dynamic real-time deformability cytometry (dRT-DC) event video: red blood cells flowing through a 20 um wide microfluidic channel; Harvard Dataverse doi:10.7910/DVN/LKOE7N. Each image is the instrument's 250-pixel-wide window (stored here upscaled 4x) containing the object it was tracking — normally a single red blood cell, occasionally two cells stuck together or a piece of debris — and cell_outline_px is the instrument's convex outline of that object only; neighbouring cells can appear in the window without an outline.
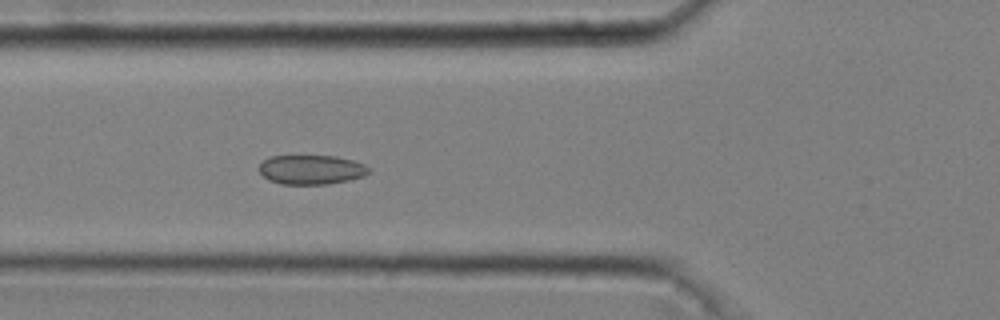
{"species": "common noctule bat (a hibernating species)", "species_latin": "Nyctalus noctula", "temperature_condition": "cold", "stored_images_in_passage": 50, "camera_frame_rate_fps": 3000, "um_per_image_px": 0.085, "animal": {"sex": "male", "body_mass_g": 20.4}, "frame": {"image": 1, "passage_image": 17, "time_ms": 5.333, "image_size_px": [1000, 320], "cell_outline_px": [[368, 172], [364, 176], [348, 180], [328, 184], [280, 184], [268, 180], [260, 172], [260, 164], [268, 156], [336, 156], [352, 160], [364, 164], [368, 168]], "centroid_in_image_um": [26.44, 14.42], "position_along_channel_um": 99.4, "area_um2": 18.67}}
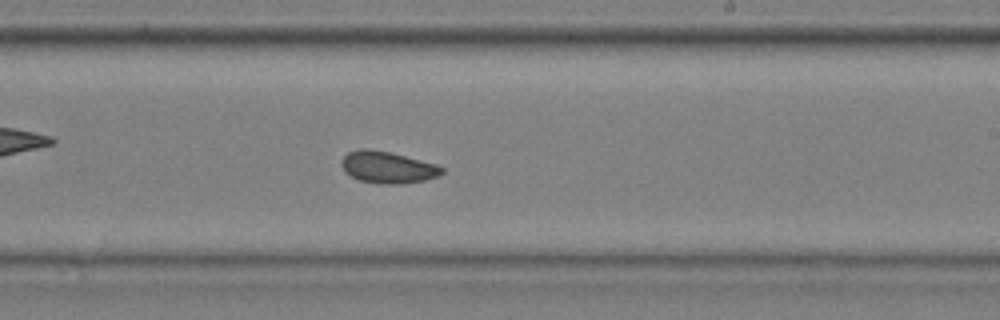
{"frame": {"image": 2, "passage_image": 30, "time_ms": 9.667, "image_size_px": [1000, 320], "cell_outline_px": [[444, 172], [440, 176], [424, 180], [400, 184], [380, 184], [360, 180], [344, 172], [340, 164], [340, 160], [348, 152], [360, 148], [368, 148], [388, 152], [436, 164], [444, 168]], "centroid_in_image_um": [32.93, 14.22], "position_along_channel_um": 256.1, "area_um2": 18.61}}
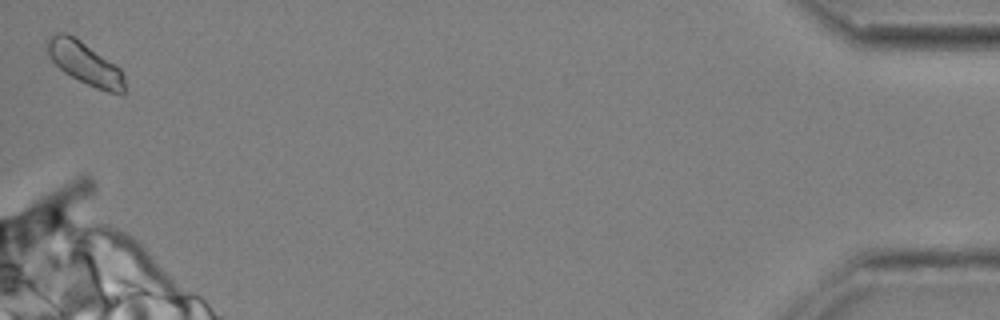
{"frame": {"image": 3, "passage_image": 50, "time_ms": 16.333, "image_size_px": [1000, 320], "cell_outline_px": [[128, 92], [124, 96], [120, 96], [96, 88], [64, 72], [48, 56], [44, 48], [44, 40], [48, 36], [56, 32], [68, 32], [80, 40], [120, 68], [124, 76]], "centroid_in_image_um": [7.22, 5.38], "position_along_channel_um": 428.0, "area_um2": 19.77}, "authors_computed_cell_mechanics": {"area_um2": 18.6405, "velocity_mm_per_s": 3.6199, "shape_relaxation_time_tau1_ms": 2.0173, "shape_relaxation_time_tau2_ms": 2.4267, "deformation_change_tau1": 0.0403, "deformation_change_tau2": 0.0708}}